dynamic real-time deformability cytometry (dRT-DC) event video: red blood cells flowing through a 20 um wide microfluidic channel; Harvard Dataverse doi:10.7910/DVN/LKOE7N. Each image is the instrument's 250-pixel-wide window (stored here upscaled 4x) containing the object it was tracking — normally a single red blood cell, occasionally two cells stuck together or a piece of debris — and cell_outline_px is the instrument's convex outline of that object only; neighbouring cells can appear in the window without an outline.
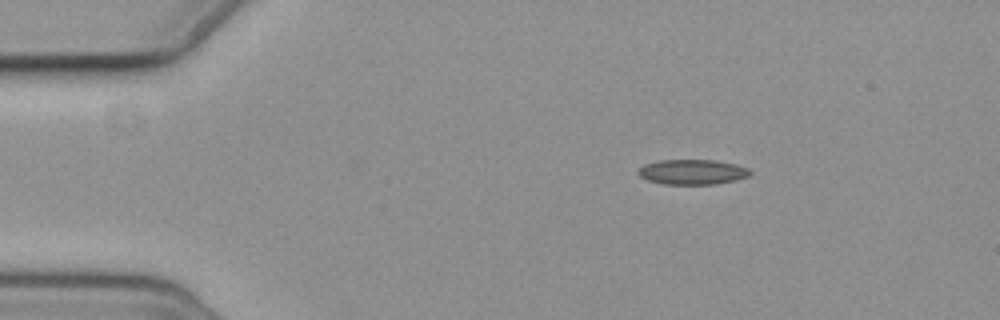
{"species": "common noctule bat (a hibernating species)", "species_latin": "Nyctalus noctula", "temperature_condition": "cold", "stored_images_in_passage": 3, "camera_frame_rate_fps": 3000, "um_per_image_px": 0.085, "animal": {"sex": "female", "body_mass_g": 19.3, "forearm_length_mm": 54.1}, "frame": {"image": 1, "passage_image": 1, "time_ms": 0.0, "image_size_px": [1000, 320], "cell_outline_px": [[752, 172], [748, 176], [736, 180], [716, 184], [664, 184], [648, 180], [640, 176], [636, 172], [644, 164], [656, 160], [716, 160], [736, 164], [748, 168]], "centroid_in_image_um": [58.85, 14.61], "position_along_channel_um": 26.2, "area_um2": 16.42}}
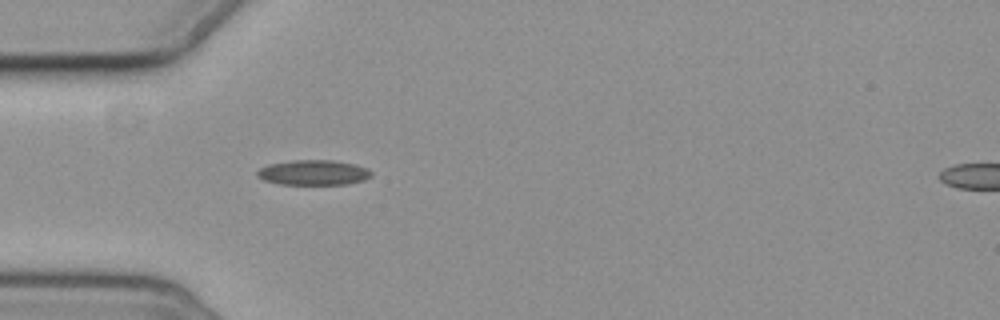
{"frame": {"image": 2, "passage_image": 3, "time_ms": 2.667, "image_size_px": [1000, 320], "cell_outline_px": [[372, 176], [364, 180], [348, 184], [280, 184], [264, 180], [256, 176], [256, 172], [260, 168], [268, 164], [292, 160], [332, 160], [356, 164], [368, 168], [372, 172]], "centroid_in_image_um": [26.66, 14.66], "position_along_channel_um": 58.3, "area_um2": 16.82}}